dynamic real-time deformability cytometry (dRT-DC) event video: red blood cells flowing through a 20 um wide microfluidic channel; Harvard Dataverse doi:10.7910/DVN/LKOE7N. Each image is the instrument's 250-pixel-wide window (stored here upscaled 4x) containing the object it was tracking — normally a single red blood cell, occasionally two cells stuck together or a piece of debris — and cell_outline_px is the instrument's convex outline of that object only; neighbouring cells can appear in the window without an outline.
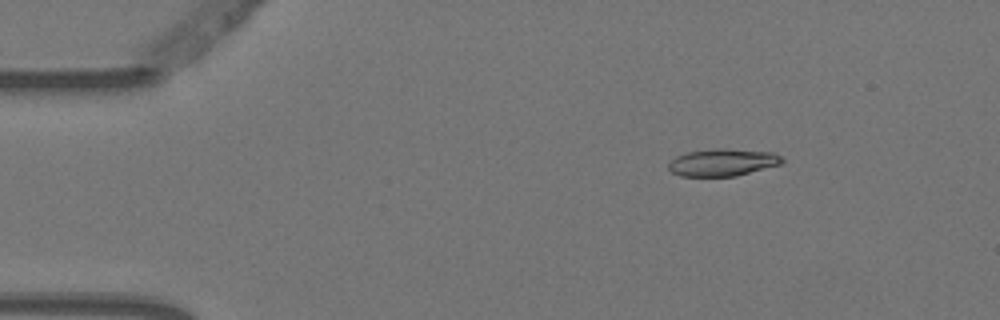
{"species": "Egyptian fruit bat (a non-hibernating species)", "species_latin": "Rousettus aegyptiacus", "temperature_condition": "warm", "stored_images_in_passage": 3, "camera_frame_rate_fps": 3000, "um_per_image_px": 0.085, "animal": {"sex": "female"}, "frame": {"image": 1, "passage_image": 1, "time_ms": 0.0, "image_size_px": [1000, 320], "cell_outline_px": [[784, 160], [780, 164], [736, 176], [680, 176], [672, 172], [668, 168], [668, 164], [676, 156], [688, 152], [716, 148], [724, 148], [772, 152], [780, 156]], "centroid_in_image_um": [61.41, 13.8], "position_along_channel_um": 23.6, "area_um2": 17.92}}